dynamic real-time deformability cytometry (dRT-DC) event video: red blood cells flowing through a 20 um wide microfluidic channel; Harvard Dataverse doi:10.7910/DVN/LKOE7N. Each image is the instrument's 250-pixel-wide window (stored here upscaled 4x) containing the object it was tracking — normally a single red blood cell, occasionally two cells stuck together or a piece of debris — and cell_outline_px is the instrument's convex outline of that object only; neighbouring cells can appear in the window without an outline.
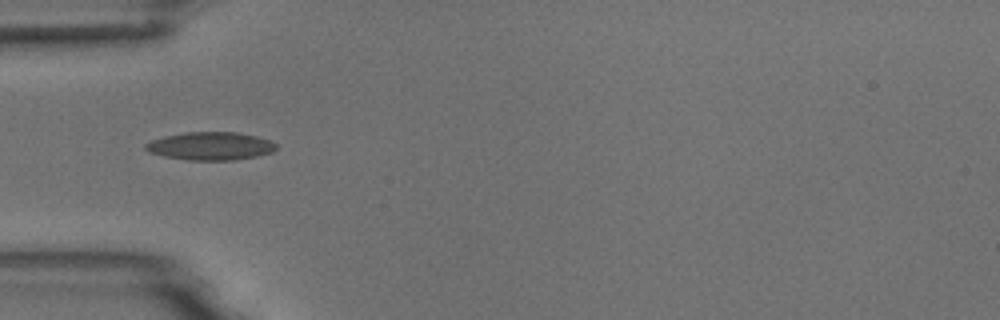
{"species": "common noctule bat (a hibernating species)", "species_latin": "Nyctalus noctula", "temperature_condition": "room temperature", "stored_images_in_passage": 7, "camera_frame_rate_fps": 3000, "um_per_image_px": 0.085, "animal": {"sex": "male", "body_mass_g": 18.8}, "frame": {"image": 1, "passage_image": 4, "time_ms": 4.333, "image_size_px": [1000, 320], "cell_outline_px": [[276, 148], [272, 152], [256, 156], [232, 160], [188, 160], [164, 156], [148, 152], [144, 148], [144, 144], [152, 140], [164, 136], [184, 132], [236, 132], [256, 136], [268, 140], [276, 144]], "centroid_in_image_um": [17.85, 12.41], "position_along_channel_um": 67.2, "area_um2": 21.27}}